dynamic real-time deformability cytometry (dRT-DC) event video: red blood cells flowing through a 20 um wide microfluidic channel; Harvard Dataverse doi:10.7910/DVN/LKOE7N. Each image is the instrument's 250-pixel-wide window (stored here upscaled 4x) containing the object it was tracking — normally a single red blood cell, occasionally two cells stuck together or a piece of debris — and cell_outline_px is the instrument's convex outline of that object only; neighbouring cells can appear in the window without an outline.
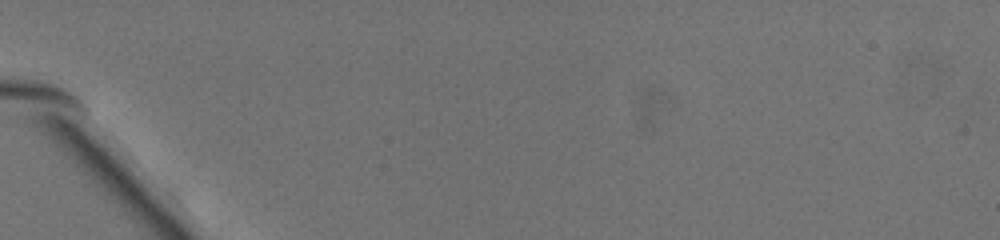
{"species": "common noctule bat (a hibernating species)", "species_latin": "Nyctalus noctula", "temperature_condition": "warm", "stored_images_in_passage": 1, "camera_frame_rate_fps": 3000, "um_per_image_px": 0.085, "animal": {"sex": "female", "body_mass_g": 19.5, "forearm_length_mm": 54.1}, "frame": {"image": 1, "passage_image": 1, "time_ms": 0.0, "image_size_px": [1000, 240], "cell_outline_px": [[288, 172], [280, 180], [272, 184], [260, 176], [240, 156], [220, 132], [236, 120], [248, 128], [284, 160]], "centroid_in_image_um": [21.72, 12.95], "position_along_channel_um": 63.3, "area_um2": 13.53}}